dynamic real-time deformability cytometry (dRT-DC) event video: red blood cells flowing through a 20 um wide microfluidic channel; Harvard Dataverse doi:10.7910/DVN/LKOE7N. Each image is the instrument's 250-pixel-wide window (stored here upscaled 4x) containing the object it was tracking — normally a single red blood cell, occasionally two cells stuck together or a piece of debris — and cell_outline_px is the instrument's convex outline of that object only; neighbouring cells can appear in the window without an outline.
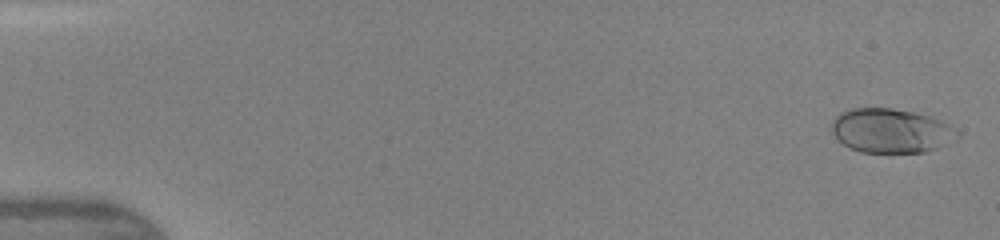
{"species": "human", "species_latin": "Homo sapiens", "temperature_condition": "warm", "stored_images_in_passage": 46, "camera_frame_rate_fps": 3000, "um_per_image_px": 0.085, "donor": {"sex": "female"}, "frame": {"image": 1, "passage_image": 1, "time_ms": 0.0, "image_size_px": [1000, 240], "cell_outline_px": [[960, 136], [956, 140], [936, 148], [924, 152], [860, 152], [844, 144], [832, 132], [832, 120], [840, 112], [852, 108], [892, 108], [912, 112], [928, 116], [940, 120], [948, 124], [960, 132]], "centroid_in_image_um": [75.75, 11.11], "position_along_channel_um": 9.2, "area_um2": 32.25}}
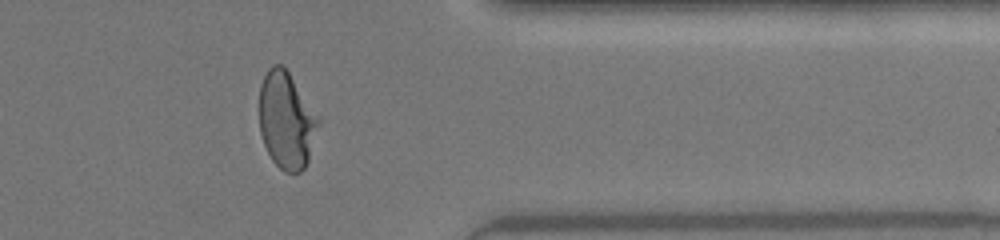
{"frame": {"image": 2, "passage_image": 38, "time_ms": 12.333, "image_size_px": [1000, 240], "cell_outline_px": [[320, 124], [308, 160], [304, 168], [300, 172], [284, 172], [272, 160], [264, 144], [260, 132], [260, 84], [268, 68], [272, 64], [280, 64], [288, 72], [320, 116]], "centroid_in_image_um": [24.36, 10.22], "position_along_channel_um": 387.0, "area_um2": 33.35}}
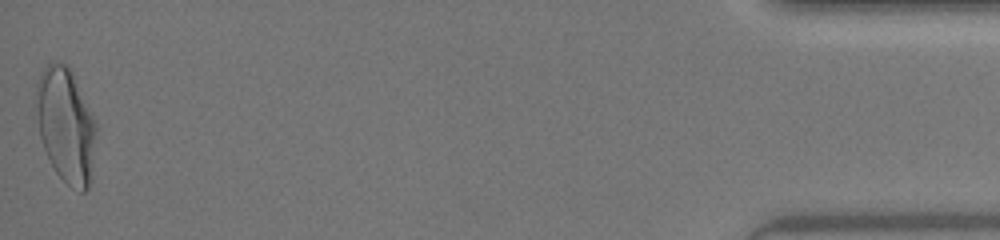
{"frame": {"image": 3, "passage_image": 46, "time_ms": 15.0, "image_size_px": [1000, 240], "cell_outline_px": [[96, 132], [88, 188], [84, 192], [80, 192], [72, 188], [56, 172], [44, 148], [40, 136], [36, 92], [36, 88], [40, 72], [48, 60], [52, 60], [68, 64], [96, 120]], "centroid_in_image_um": [5.59, 10.57], "position_along_channel_um": 429.6, "area_um2": 39.71}, "authors_computed_cell_mechanics": {"area_um2": 32.2524, "velocity_mm_per_s": 4.3867, "shape_relaxation_time_tau1_ms": 3.1015, "shape_relaxation_time_tau2_ms": null, "deformation_change_tau1": 0.1739, "deformation_change_tau2": null}}